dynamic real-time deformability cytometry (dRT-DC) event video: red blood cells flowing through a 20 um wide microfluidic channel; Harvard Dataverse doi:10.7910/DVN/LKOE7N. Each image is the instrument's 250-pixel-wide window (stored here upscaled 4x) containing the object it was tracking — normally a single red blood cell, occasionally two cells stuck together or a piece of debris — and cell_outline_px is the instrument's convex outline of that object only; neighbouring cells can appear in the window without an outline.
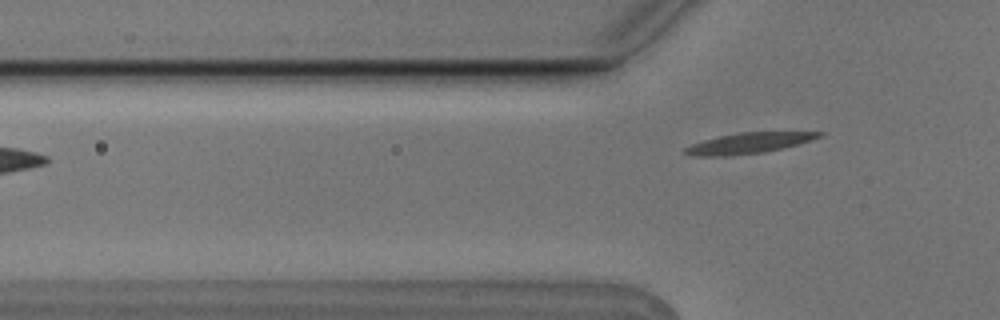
{"species": "Egyptian fruit bat (a non-hibernating species)", "species_latin": "Rousettus aegyptiacus", "temperature_condition": "cold", "stored_images_in_passage": 5, "camera_frame_rate_fps": 3000, "um_per_image_px": 0.085, "animal": {"sex": "male"}, "frame": {"image": 1, "passage_image": 5, "time_ms": 1.333, "image_size_px": [1000, 320], "cell_outline_px": [[824, 136], [784, 148], [764, 152], [724, 156], [692, 156], [684, 152], [684, 148], [692, 144], [704, 140], [720, 136], [740, 132], [824, 132]], "centroid_in_image_um": [63.65, 12.16], "position_along_channel_um": 62.1, "area_um2": 16.01}}